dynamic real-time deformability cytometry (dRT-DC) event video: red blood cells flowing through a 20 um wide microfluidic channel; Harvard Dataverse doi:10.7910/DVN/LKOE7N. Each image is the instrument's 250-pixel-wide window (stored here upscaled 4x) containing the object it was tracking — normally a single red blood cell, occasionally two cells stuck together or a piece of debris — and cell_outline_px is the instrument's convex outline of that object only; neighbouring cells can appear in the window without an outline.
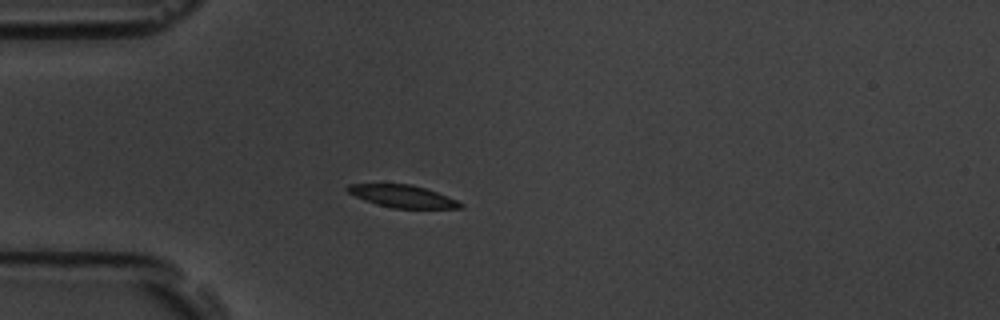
{"species": "common noctule bat (a hibernating species)", "species_latin": "Nyctalus noctula", "temperature_condition": "room temperature", "stored_images_in_passage": 41, "camera_frame_rate_fps": 3000, "um_per_image_px": 0.085, "animal": {"sex": "male", "body_mass_g": 19.5, "forearm_length_mm": 54.6}, "frame": {"image": 1, "passage_image": 1, "time_ms": 0.0, "image_size_px": [1000, 320], "cell_outline_px": [[464, 208], [392, 208], [376, 204], [364, 200], [348, 192], [344, 188], [348, 184], [412, 184], [448, 196], [464, 204]], "centroid_in_image_um": [34.21, 16.68], "position_along_channel_um": 50.8, "area_um2": 14.68}}
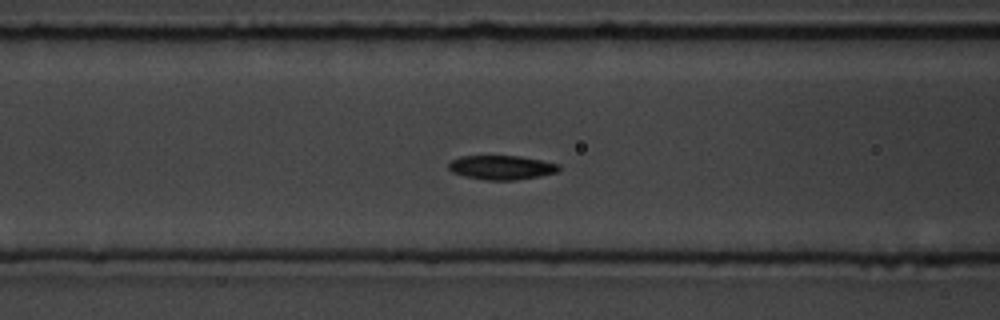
{"frame": {"image": 2, "passage_image": 8, "time_ms": 2.333, "image_size_px": [1000, 320], "cell_outline_px": [[560, 172], [540, 176], [516, 180], [484, 180], [464, 176], [452, 172], [448, 168], [448, 164], [452, 160], [460, 156], [520, 156], [560, 164]], "centroid_in_image_um": [42.65, 14.24], "position_along_channel_um": 124.0, "area_um2": 15.66}}
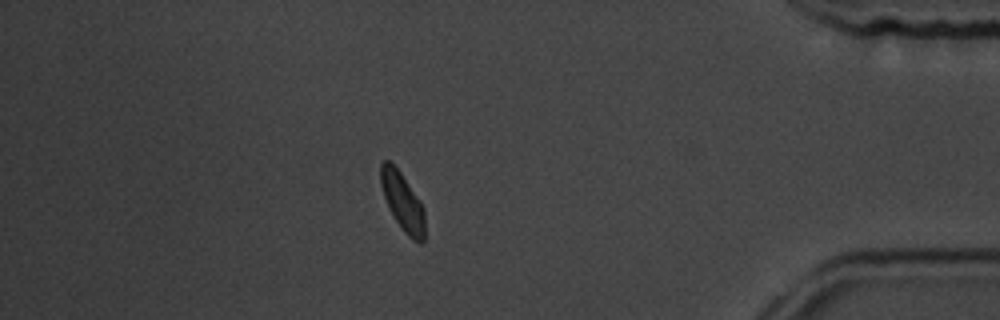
{"frame": {"image": 3, "passage_image": 34, "time_ms": 11.0, "image_size_px": [1000, 320], "cell_outline_px": [[424, 240], [420, 244], [412, 240], [404, 232], [396, 220], [384, 196], [380, 184], [380, 164], [384, 160], [388, 160], [400, 172], [420, 200], [424, 208]], "centroid_in_image_um": [34.23, 17.15], "position_along_channel_um": 401.0, "area_um2": 14.74}, "authors_computed_cell_mechanics": {"area_um2": 15.4326, "velocity_mm_per_s": 3.6548, "shape_relaxation_time_tau1_ms": 2.2745, "shape_relaxation_time_tau2_ms": 1.5965, "deformation_change_tau1": 0.0797, "deformation_change_tau2": 0.0416}}